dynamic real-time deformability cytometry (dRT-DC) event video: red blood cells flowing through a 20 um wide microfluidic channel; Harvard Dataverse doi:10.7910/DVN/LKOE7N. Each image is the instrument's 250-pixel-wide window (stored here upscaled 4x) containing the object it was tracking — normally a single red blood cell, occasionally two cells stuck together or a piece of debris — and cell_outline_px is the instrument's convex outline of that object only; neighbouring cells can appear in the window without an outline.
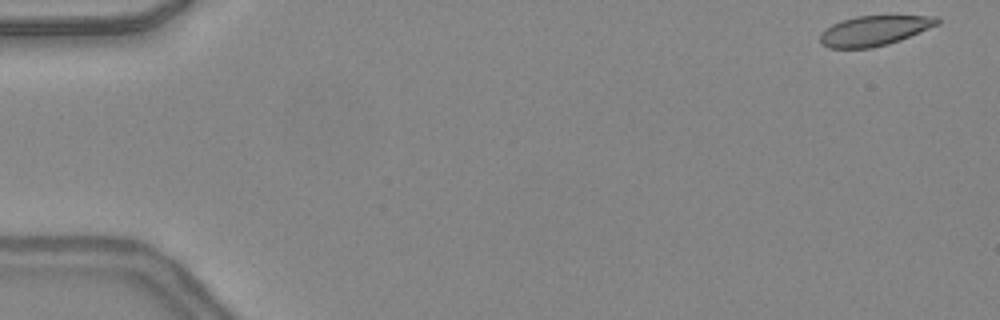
{"species": "common noctule bat (a hibernating species)", "species_latin": "Nyctalus noctula", "temperature_condition": "warm", "stored_images_in_passage": 46, "camera_frame_rate_fps": 3000, "um_per_image_px": 0.085, "animal": {"sex": "female", "body_mass_g": 24.6, "forearm_length_mm": 56.2}, "frame": {"image": 1, "passage_image": 1, "time_ms": 0.0, "image_size_px": [1000, 320], "cell_outline_px": [[940, 24], [900, 40], [888, 44], [872, 48], [828, 48], [820, 44], [820, 32], [824, 28], [840, 20], [856, 16], [940, 16]], "centroid_in_image_um": [74.29, 2.61], "position_along_channel_um": 10.7, "area_um2": 20.69}}
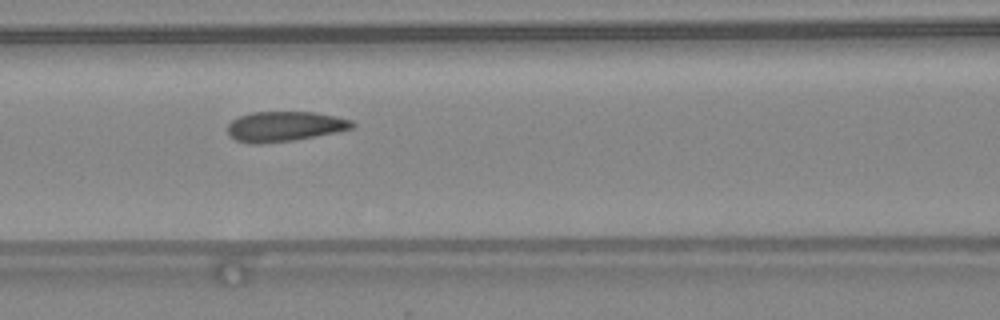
{"frame": {"image": 2, "passage_image": 20, "time_ms": 6.333, "image_size_px": [1000, 320], "cell_outline_px": [[356, 124], [352, 128], [336, 132], [296, 140], [260, 144], [252, 144], [236, 140], [228, 132], [228, 124], [232, 120], [240, 116], [252, 112], [312, 112], [336, 116], [352, 120]], "centroid_in_image_um": [24.21, 10.75], "position_along_channel_um": 142.4, "area_um2": 21.79}}
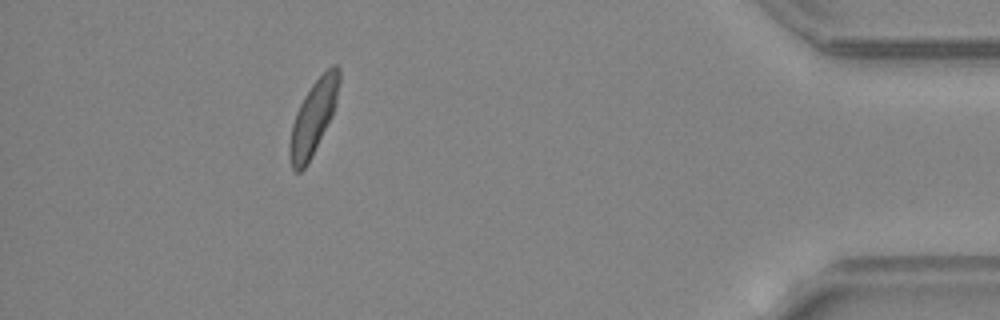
{"frame": {"image": 3, "passage_image": 42, "time_ms": 13.667, "image_size_px": [1000, 320], "cell_outline_px": [[340, 80], [336, 104], [332, 116], [308, 164], [300, 172], [296, 172], [292, 168], [288, 156], [288, 144], [292, 124], [296, 112], [304, 96], [312, 84], [332, 64], [336, 64], [340, 68]], "centroid_in_image_um": [26.62, 10.01], "position_along_channel_um": 408.6, "area_um2": 21.44}, "authors_computed_cell_mechanics": {"area_um2": 21.7906, "velocity_mm_per_s": 4.3723, "shape_relaxation_time_tau1_ms": 3.0664, "shape_relaxation_time_tau2_ms": 1.0842, "deformation_change_tau1": 0.1136, "deformation_change_tau2": 0.0565}}